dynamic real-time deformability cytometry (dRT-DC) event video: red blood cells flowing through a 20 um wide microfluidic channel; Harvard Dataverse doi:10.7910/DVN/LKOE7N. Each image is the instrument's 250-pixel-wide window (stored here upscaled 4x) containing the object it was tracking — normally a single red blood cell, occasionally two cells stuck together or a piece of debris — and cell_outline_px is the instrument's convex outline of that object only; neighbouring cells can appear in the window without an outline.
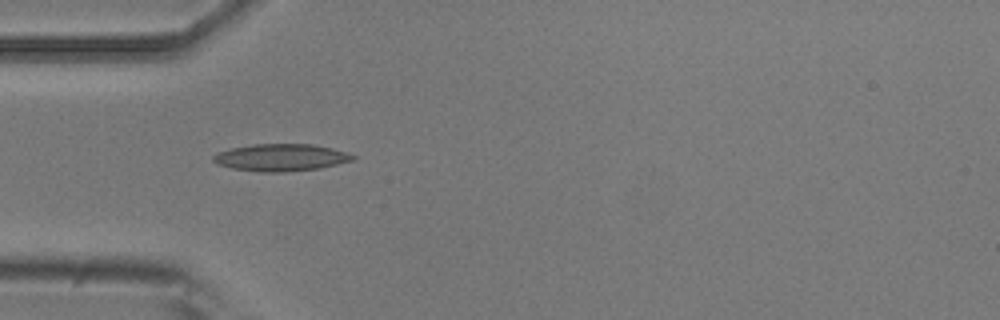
{"species": "common noctule bat (a hibernating species)", "species_latin": "Nyctalus noctula", "temperature_condition": "room temperature", "stored_images_in_passage": 2, "camera_frame_rate_fps": 3000, "um_per_image_px": 0.085, "animal": {"sex": "male", "body_mass_g": 20.5, "forearm_length_mm": 52.5}, "frame": {"image": 1, "passage_image": 1, "time_ms": 0.0, "image_size_px": [1000, 320], "cell_outline_px": [[356, 160], [320, 168], [284, 172], [260, 172], [232, 168], [216, 164], [212, 160], [212, 156], [216, 152], [232, 148], [252, 144], [312, 144], [332, 148], [348, 152], [356, 156]], "centroid_in_image_um": [23.89, 13.39], "position_along_channel_um": 61.1, "area_um2": 22.31}}
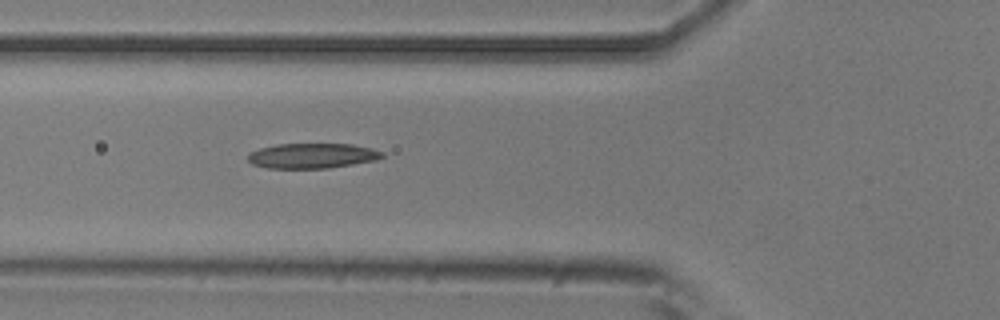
{"frame": {"image": 2, "passage_image": 2, "time_ms": 1.0, "image_size_px": [1000, 320], "cell_outline_px": [[384, 156], [376, 160], [328, 168], [268, 168], [252, 164], [248, 160], [248, 152], [260, 148], [276, 144], [352, 144], [372, 148], [384, 152]], "centroid_in_image_um": [26.53, 13.23], "position_along_channel_um": 99.3, "area_um2": 19.65}}